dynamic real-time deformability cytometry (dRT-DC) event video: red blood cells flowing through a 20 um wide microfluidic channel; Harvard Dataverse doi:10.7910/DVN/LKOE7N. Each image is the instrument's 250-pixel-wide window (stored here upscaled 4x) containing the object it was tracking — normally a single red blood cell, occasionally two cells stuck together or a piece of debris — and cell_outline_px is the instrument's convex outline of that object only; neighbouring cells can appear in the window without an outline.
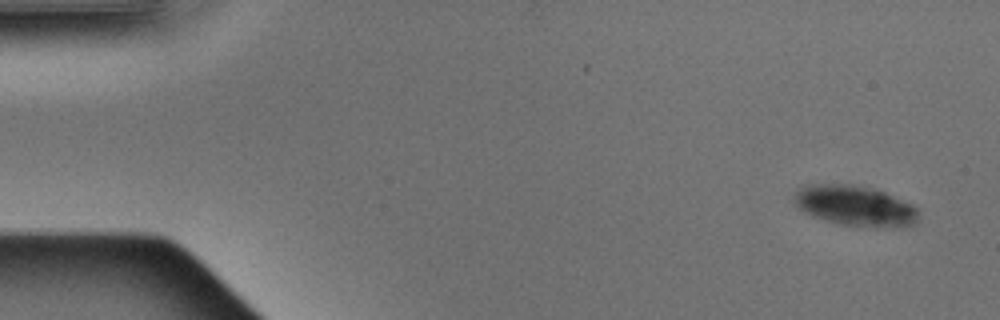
{"species": "Egyptian fruit bat (a non-hibernating species)", "species_latin": "Rousettus aegyptiacus", "temperature_condition": "warm", "stored_images_in_passage": 2, "camera_frame_rate_fps": 3000, "um_per_image_px": 0.085, "animal": {"sex": "male"}, "frame": {"image": 1, "passage_image": 1, "time_ms": 0.0, "image_size_px": [1000, 320], "cell_outline_px": [[920, 212], [916, 224], [900, 228], [876, 228], [844, 224], [812, 216], [800, 208], [792, 200], [796, 192], [804, 184], [852, 184], [876, 188], [912, 204]], "centroid_in_image_um": [72.75, 17.49], "position_along_channel_um": 12.3, "area_um2": 29.65}}